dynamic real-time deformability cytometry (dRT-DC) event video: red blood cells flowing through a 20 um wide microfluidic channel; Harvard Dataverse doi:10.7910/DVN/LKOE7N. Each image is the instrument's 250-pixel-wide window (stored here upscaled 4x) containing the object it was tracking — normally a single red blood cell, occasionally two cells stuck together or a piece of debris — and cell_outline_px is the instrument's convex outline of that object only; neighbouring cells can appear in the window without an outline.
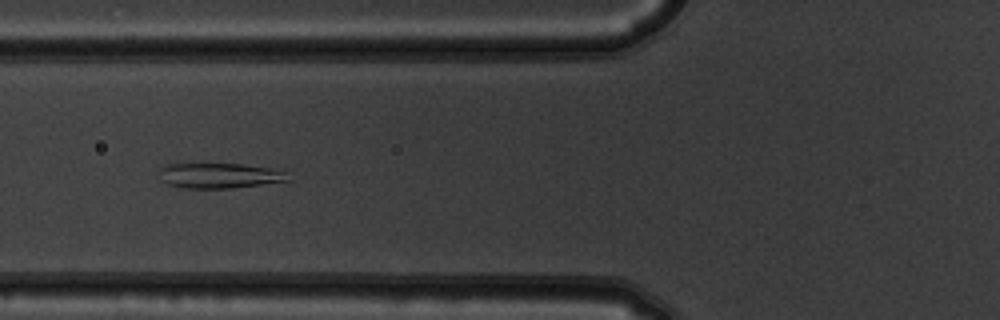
{"species": "common noctule bat (a hibernating species)", "species_latin": "Nyctalus noctula", "temperature_condition": "warm", "stored_images_in_passage": 9, "camera_frame_rate_fps": 3000, "um_per_image_px": 0.085, "animal": {"sex": "male", "body_mass_g": 19.5, "forearm_length_mm": 54.6}, "frame": {"image": 1, "passage_image": 6, "time_ms": 1.667, "image_size_px": [1000, 320], "cell_outline_px": [[292, 180], [232, 188], [184, 188], [168, 184], [164, 180], [160, 172], [160, 168], [164, 164], [176, 160], [244, 164], [288, 168]], "centroid_in_image_um": [18.73, 14.84], "position_along_channel_um": 107.1, "area_um2": 20.58}}